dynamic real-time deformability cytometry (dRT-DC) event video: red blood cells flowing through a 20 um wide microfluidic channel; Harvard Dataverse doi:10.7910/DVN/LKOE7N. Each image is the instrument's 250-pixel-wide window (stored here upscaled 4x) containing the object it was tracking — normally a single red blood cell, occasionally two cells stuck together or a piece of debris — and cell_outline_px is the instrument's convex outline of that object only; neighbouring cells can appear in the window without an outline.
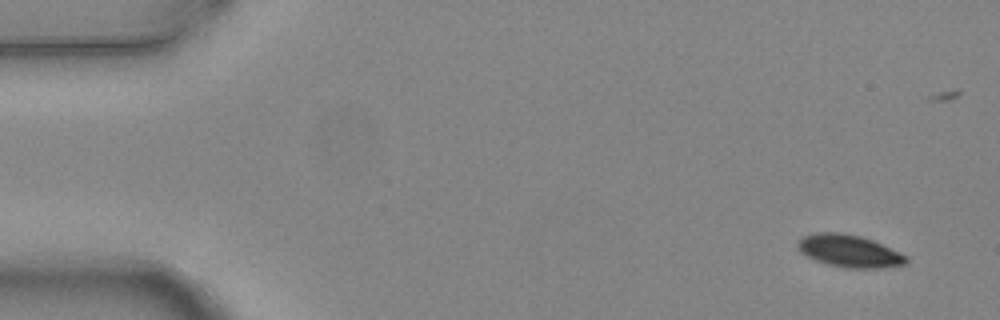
{"species": "common noctule bat (a hibernating species)", "species_latin": "Nyctalus noctula", "temperature_condition": "warm", "stored_images_in_passage": 6, "camera_frame_rate_fps": 3000, "um_per_image_px": 0.085, "animal": {"sex": "female", "body_mass_g": 24.6, "forearm_length_mm": 56.2}, "frame": {"image": 1, "passage_image": 1, "time_ms": 0.0, "image_size_px": [1000, 320], "cell_outline_px": [[908, 260], [904, 264], [880, 268], [844, 268], [828, 264], [816, 260], [800, 252], [796, 244], [804, 236], [816, 232], [840, 232], [860, 236], [872, 240], [900, 252], [908, 256]], "centroid_in_image_um": [72.19, 21.33], "position_along_channel_um": 12.8, "area_um2": 20.35}}
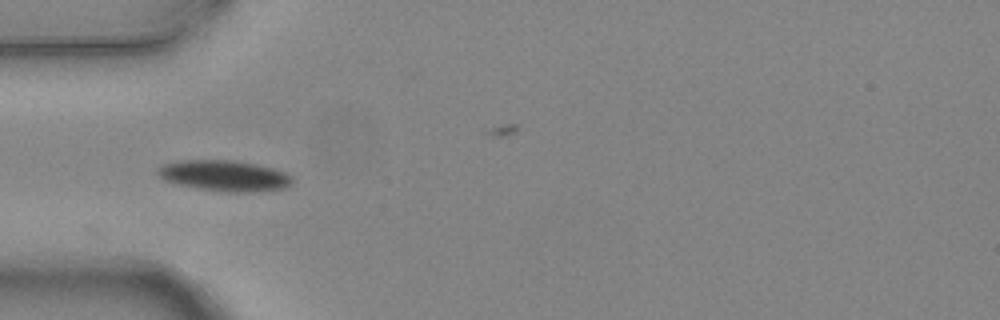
{"frame": {"image": 2, "passage_image": 5, "time_ms": 1.333, "image_size_px": [1000, 320], "cell_outline_px": [[292, 184], [288, 188], [252, 192], [228, 192], [196, 188], [164, 180], [156, 172], [156, 168], [160, 164], [184, 160], [232, 160], [256, 164], [272, 168], [284, 172], [292, 176]], "centroid_in_image_um": [19.08, 14.93], "position_along_channel_um": 65.9, "area_um2": 24.28}}
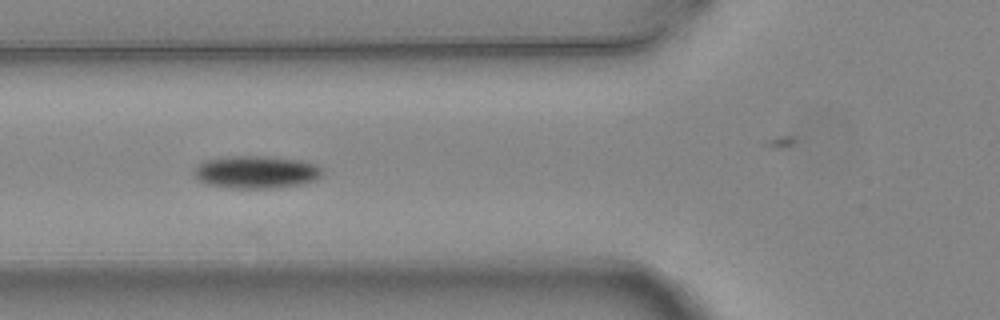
{"frame": {"image": 3, "passage_image": 6, "time_ms": 1.667, "image_size_px": [1000, 320], "cell_outline_px": [[324, 172], [316, 180], [300, 184], [276, 188], [236, 188], [204, 184], [196, 180], [192, 176], [192, 168], [196, 164], [204, 160], [228, 156], [268, 156], [296, 160], [316, 164], [324, 168]], "centroid_in_image_um": [21.7, 14.62], "position_along_channel_um": 104.1, "area_um2": 24.85}}